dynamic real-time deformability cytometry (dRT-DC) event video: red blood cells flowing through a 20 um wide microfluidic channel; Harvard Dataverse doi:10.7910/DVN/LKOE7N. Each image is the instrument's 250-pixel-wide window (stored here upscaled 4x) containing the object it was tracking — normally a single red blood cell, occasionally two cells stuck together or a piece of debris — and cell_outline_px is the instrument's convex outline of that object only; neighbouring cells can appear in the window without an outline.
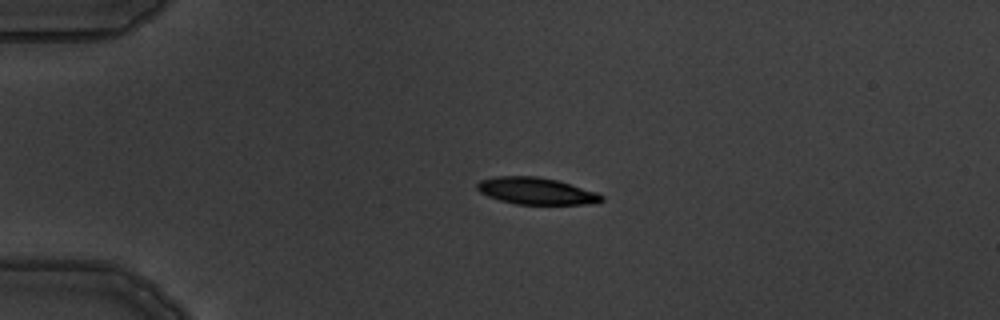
{"species": "common noctule bat (a hibernating species)", "species_latin": "Nyctalus noctula", "temperature_condition": "warm", "stored_images_in_passage": 3, "camera_frame_rate_fps": 3000, "um_per_image_px": 0.085, "animal": {"sex": "male", "body_mass_g": 19.5, "forearm_length_mm": 54.6}, "frame": {"image": 1, "passage_image": 2, "time_ms": 2.0, "image_size_px": [1000, 320], "cell_outline_px": [[604, 200], [588, 204], [516, 204], [500, 200], [488, 196], [480, 192], [476, 188], [476, 184], [480, 180], [496, 176], [536, 176], [556, 180], [596, 192], [604, 196]], "centroid_in_image_um": [45.54, 16.23], "position_along_channel_um": 39.5, "area_um2": 19.31}}